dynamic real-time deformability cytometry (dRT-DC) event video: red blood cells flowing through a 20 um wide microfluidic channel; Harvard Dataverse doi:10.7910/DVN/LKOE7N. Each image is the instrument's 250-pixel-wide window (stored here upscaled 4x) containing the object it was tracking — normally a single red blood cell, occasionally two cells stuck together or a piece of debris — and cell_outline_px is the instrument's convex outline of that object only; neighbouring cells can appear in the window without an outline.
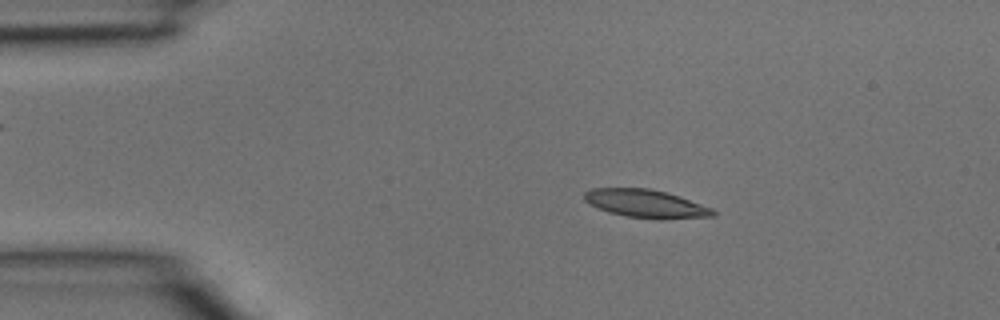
{"species": "common noctule bat (a hibernating species)", "species_latin": "Nyctalus noctula", "temperature_condition": "room temperature", "stored_images_in_passage": 39, "camera_frame_rate_fps": 3000, "um_per_image_px": 0.085, "animal": {"sex": "male", "body_mass_g": 15.6}, "frame": {"image": 1, "passage_image": 6, "time_ms": 1.667, "image_size_px": [1000, 320], "cell_outline_px": [[716, 216], [628, 216], [608, 212], [588, 204], [584, 200], [584, 192], [592, 188], [648, 188], [680, 196], [712, 208], [716, 212]], "centroid_in_image_um": [54.78, 17.24], "position_along_channel_um": 30.2, "area_um2": 19.94}}
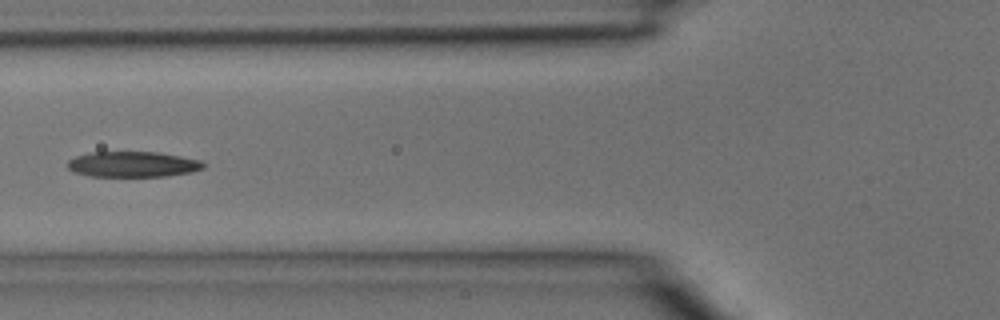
{"frame": {"image": 2, "passage_image": 14, "time_ms": 4.333, "image_size_px": [1000, 320], "cell_outline_px": [[204, 168], [192, 172], [168, 176], [88, 176], [72, 172], [68, 168], [68, 160], [76, 156], [92, 152], [160, 152], [200, 160], [204, 164]], "centroid_in_image_um": [11.28, 13.97], "position_along_channel_um": 114.5, "area_um2": 20.29}}
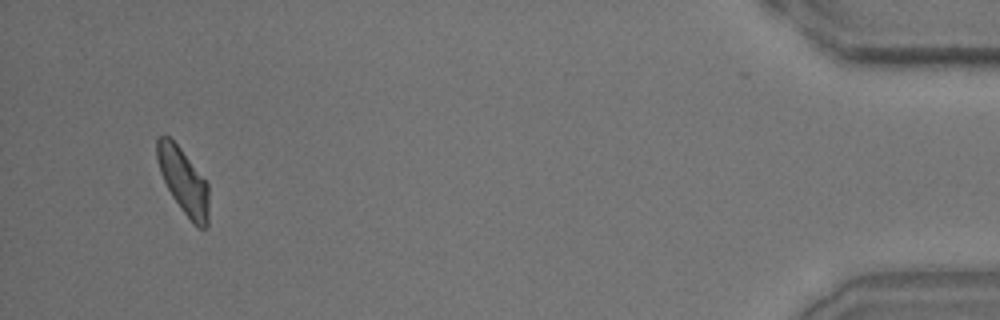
{"frame": {"image": 3, "passage_image": 37, "time_ms": 12.0, "image_size_px": [1000, 320], "cell_outline_px": [[208, 228], [200, 228], [180, 208], [172, 196], [160, 172], [156, 160], [156, 140], [160, 136], [168, 136], [180, 148], [208, 184]], "centroid_in_image_um": [15.57, 15.38], "position_along_channel_um": 419.6, "area_um2": 19.36}}